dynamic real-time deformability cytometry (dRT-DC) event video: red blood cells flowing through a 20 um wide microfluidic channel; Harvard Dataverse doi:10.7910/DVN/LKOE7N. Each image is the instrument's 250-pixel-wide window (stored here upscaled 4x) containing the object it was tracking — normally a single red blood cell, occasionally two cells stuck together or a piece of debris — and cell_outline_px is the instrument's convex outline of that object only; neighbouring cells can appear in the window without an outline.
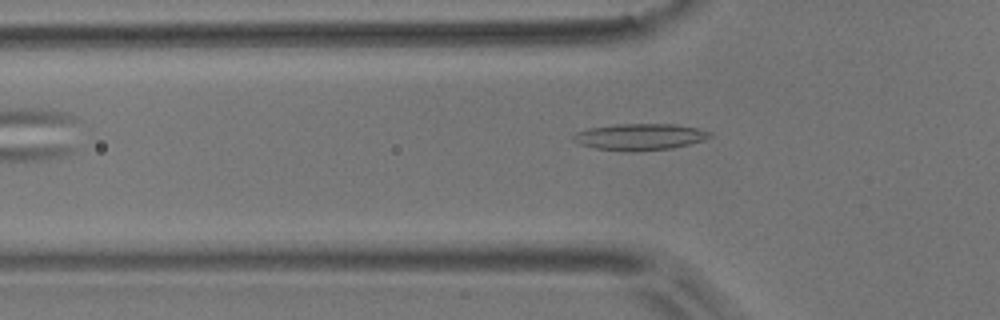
{"species": "common noctule bat (a hibernating species)", "species_latin": "Nyctalus noctula", "temperature_condition": "room temperature", "stored_images_in_passage": 38, "camera_frame_rate_fps": 3000, "um_per_image_px": 0.085, "animal": {"sex": "male", "body_mass_g": 17.9}, "frame": {"image": 1, "passage_image": 2, "time_ms": 0.333, "image_size_px": [1000, 320], "cell_outline_px": [[712, 136], [704, 140], [672, 148], [628, 152], [596, 148], [580, 144], [572, 140], [572, 136], [576, 132], [588, 128], [616, 124], [676, 124], [696, 128], [712, 132]], "centroid_in_image_um": [54.37, 11.63], "position_along_channel_um": 71.4, "area_um2": 21.1}}
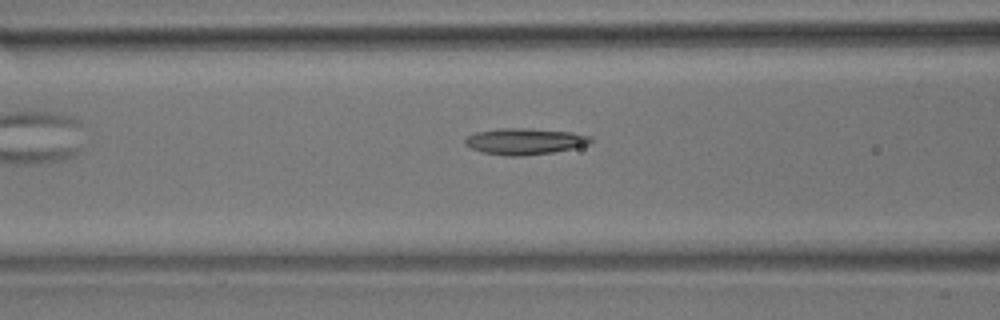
{"frame": {"image": 2, "passage_image": 6, "time_ms": 1.667, "image_size_px": [1000, 320], "cell_outline_px": [[592, 140], [588, 144], [572, 148], [552, 152], [524, 156], [508, 156], [480, 152], [468, 148], [464, 144], [464, 140], [468, 136], [476, 132], [496, 128], [528, 128], [572, 132], [592, 136]], "centroid_in_image_um": [44.55, 12.01], "position_along_channel_um": 122.1, "area_um2": 19.42}}